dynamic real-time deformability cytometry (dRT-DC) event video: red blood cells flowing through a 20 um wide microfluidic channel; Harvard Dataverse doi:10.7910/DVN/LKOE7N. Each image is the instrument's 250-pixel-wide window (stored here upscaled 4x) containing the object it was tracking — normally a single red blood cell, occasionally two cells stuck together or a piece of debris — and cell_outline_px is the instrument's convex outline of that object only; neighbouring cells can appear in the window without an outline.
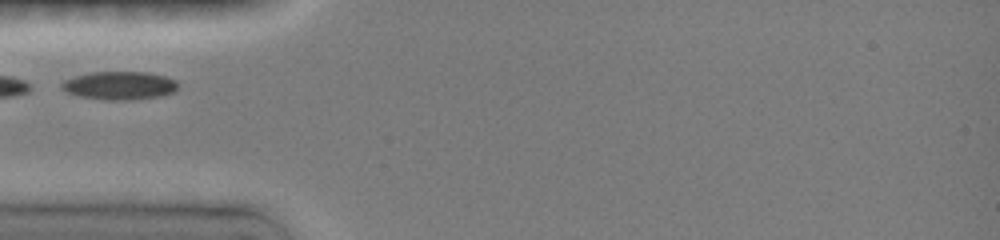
{"species": "common noctule bat (a hibernating species)", "species_latin": "Nyctalus noctula", "temperature_condition": "room temperature", "stored_images_in_passage": 12, "camera_frame_rate_fps": 3000, "um_per_image_px": 0.085, "animal": {"sex": "female", "body_mass_g": 19.0, "forearm_length_mm": 51.5}, "frame": {"image": 1, "passage_image": 1, "time_ms": 0.0, "image_size_px": [1000, 240], "cell_outline_px": [[176, 88], [172, 92], [160, 96], [124, 100], [108, 100], [80, 96], [68, 92], [60, 88], [60, 84], [64, 80], [88, 72], [148, 72], [164, 76], [176, 80]], "centroid_in_image_um": [10.12, 7.26], "position_along_channel_um": 74.9, "area_um2": 18.9}}